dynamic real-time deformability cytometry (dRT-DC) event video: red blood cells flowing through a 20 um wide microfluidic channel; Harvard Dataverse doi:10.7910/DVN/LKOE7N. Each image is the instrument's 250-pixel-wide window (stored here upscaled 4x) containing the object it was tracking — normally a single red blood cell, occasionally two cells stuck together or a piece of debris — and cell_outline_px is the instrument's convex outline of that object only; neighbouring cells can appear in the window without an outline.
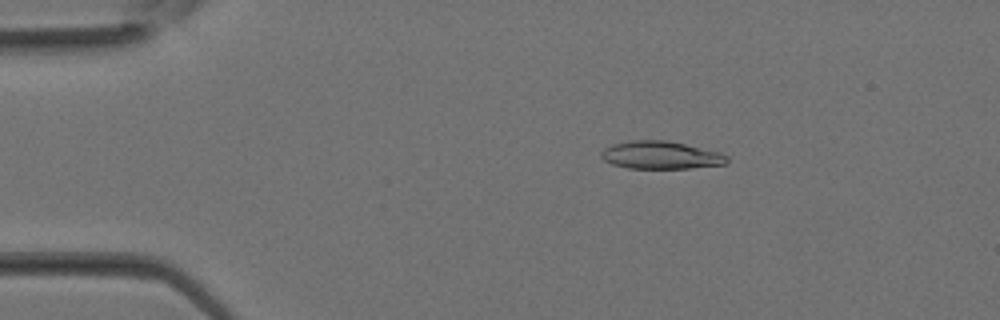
{"species": "Egyptian fruit bat (a non-hibernating species)", "species_latin": "Rousettus aegyptiacus", "temperature_condition": "room temperature", "stored_images_in_passage": 33, "camera_frame_rate_fps": 3000, "um_per_image_px": 0.085, "animal": {"sex": "female"}, "frame": {"image": 1, "passage_image": 6, "time_ms": 1.667, "image_size_px": [1000, 320], "cell_outline_px": [[728, 164], [692, 168], [628, 168], [612, 164], [604, 160], [600, 156], [600, 152], [604, 148], [612, 144], [632, 140], [664, 140], [684, 144], [720, 152], [728, 156]], "centroid_in_image_um": [56.17, 13.19], "position_along_channel_um": 28.8, "area_um2": 20.4}}
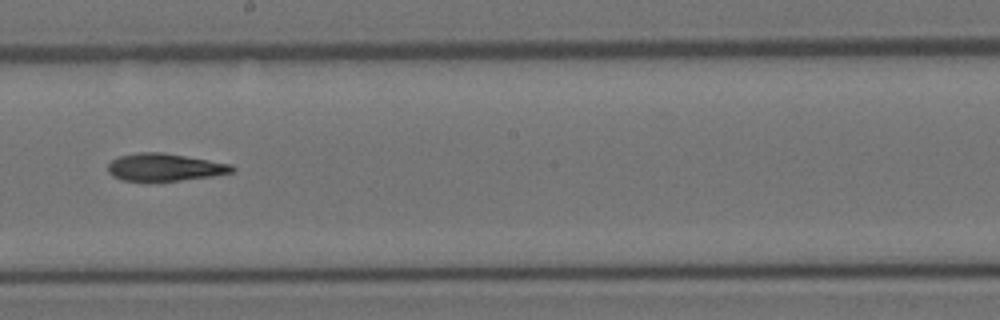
{"frame": {"image": 2, "passage_image": 19, "time_ms": 6.0, "image_size_px": [1000, 320], "cell_outline_px": [[236, 168], [232, 172], [212, 176], [180, 180], [120, 180], [112, 176], [108, 172], [108, 164], [112, 160], [120, 156], [140, 152], [160, 152], [232, 164]], "centroid_in_image_um": [13.99, 14.21], "position_along_channel_um": 234.2, "area_um2": 19.54}}
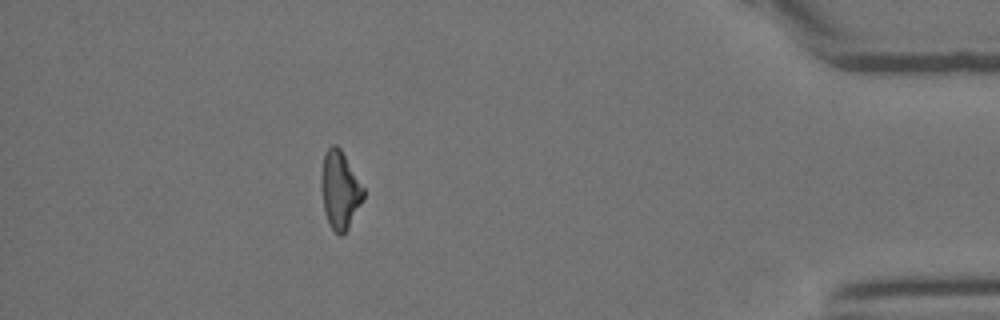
{"frame": {"image": 3, "passage_image": 30, "time_ms": 9.667, "image_size_px": [1000, 320], "cell_outline_px": [[364, 200], [348, 228], [340, 236], [328, 224], [324, 208], [320, 184], [320, 180], [324, 152], [332, 144], [336, 144], [340, 148], [364, 188]], "centroid_in_image_um": [28.89, 16.14], "position_along_channel_um": 406.3, "area_um2": 19.13}}